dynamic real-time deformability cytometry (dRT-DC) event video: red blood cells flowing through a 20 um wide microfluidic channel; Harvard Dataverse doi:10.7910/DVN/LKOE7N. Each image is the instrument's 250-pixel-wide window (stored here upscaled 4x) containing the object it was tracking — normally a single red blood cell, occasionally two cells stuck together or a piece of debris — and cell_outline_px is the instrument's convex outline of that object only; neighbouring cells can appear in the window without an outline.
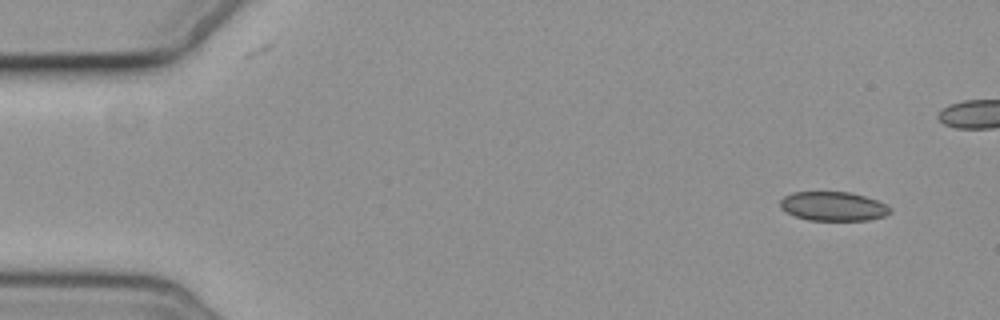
{"species": "common noctule bat (a hibernating species)", "species_latin": "Nyctalus noctula", "temperature_condition": "cold", "stored_images_in_passage": 4, "camera_frame_rate_fps": 3000, "um_per_image_px": 0.085, "animal": {"sex": "female", "body_mass_g": 19.3, "forearm_length_mm": 54.1}, "frame": {"image": 1, "passage_image": 1, "time_ms": 0.0, "image_size_px": [1000, 320], "cell_outline_px": [[892, 212], [884, 216], [868, 220], [808, 220], [796, 216], [780, 208], [780, 200], [784, 196], [792, 192], [852, 192], [876, 200], [892, 208]], "centroid_in_image_um": [70.83, 17.53], "position_along_channel_um": 14.2, "area_um2": 18.61}}